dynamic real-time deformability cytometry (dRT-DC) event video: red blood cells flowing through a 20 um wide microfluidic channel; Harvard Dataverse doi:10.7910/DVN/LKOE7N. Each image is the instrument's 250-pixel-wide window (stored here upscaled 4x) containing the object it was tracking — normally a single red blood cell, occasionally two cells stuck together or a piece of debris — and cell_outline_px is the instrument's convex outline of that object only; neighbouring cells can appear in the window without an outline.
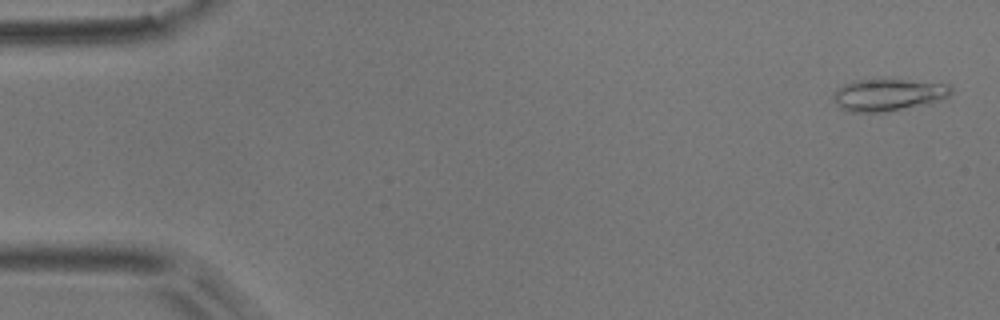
{"species": "common noctule bat (a hibernating species)", "species_latin": "Nyctalus noctula", "temperature_condition": "room temperature", "stored_images_in_passage": 4, "camera_frame_rate_fps": 3000, "um_per_image_px": 0.085, "animal": {"sex": "male", "body_mass_g": 17.9}, "frame": {"image": 1, "passage_image": 1, "time_ms": 0.0, "image_size_px": [1000, 320], "cell_outline_px": [[952, 92], [948, 96], [928, 104], [884, 112], [848, 112], [840, 108], [836, 104], [832, 96], [832, 92], [844, 84], [852, 80], [904, 80], [948, 84], [952, 88]], "centroid_in_image_um": [75.45, 8.07], "position_along_channel_um": 9.6, "area_um2": 21.96}}